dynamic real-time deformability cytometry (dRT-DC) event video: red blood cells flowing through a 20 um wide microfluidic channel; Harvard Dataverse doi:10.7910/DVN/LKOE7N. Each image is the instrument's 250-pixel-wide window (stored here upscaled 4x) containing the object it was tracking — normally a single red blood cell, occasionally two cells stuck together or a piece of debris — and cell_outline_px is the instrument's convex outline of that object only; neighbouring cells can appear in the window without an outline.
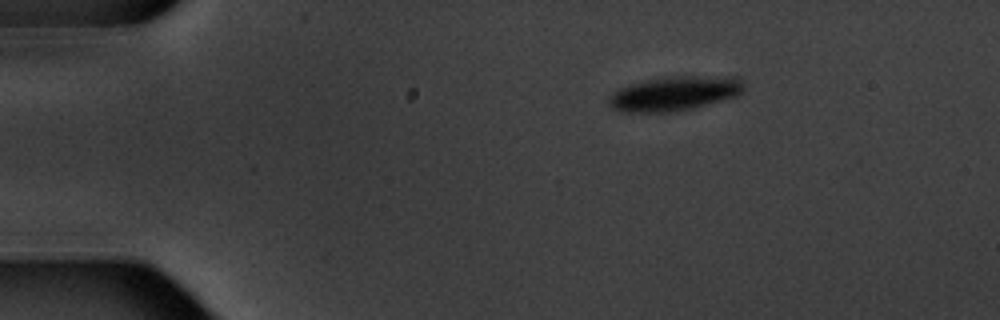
{"species": "common noctule bat (a hibernating species)", "species_latin": "Nyctalus noctula", "temperature_condition": "warm", "stored_images_in_passage": 3, "camera_frame_rate_fps": 3000, "um_per_image_px": 0.085, "animal": {"sex": "male", "body_mass_g": 20.1, "forearm_length_mm": 53.5}, "frame": {"image": 1, "passage_image": 1, "time_ms": 0.0, "image_size_px": [1000, 320], "cell_outline_px": [[744, 88], [736, 96], [692, 108], [672, 112], [624, 112], [612, 108], [608, 100], [620, 88], [632, 84], [648, 80], [672, 76], [736, 76], [740, 80]], "centroid_in_image_um": [57.36, 7.94], "position_along_channel_um": 27.6, "area_um2": 26.59}}